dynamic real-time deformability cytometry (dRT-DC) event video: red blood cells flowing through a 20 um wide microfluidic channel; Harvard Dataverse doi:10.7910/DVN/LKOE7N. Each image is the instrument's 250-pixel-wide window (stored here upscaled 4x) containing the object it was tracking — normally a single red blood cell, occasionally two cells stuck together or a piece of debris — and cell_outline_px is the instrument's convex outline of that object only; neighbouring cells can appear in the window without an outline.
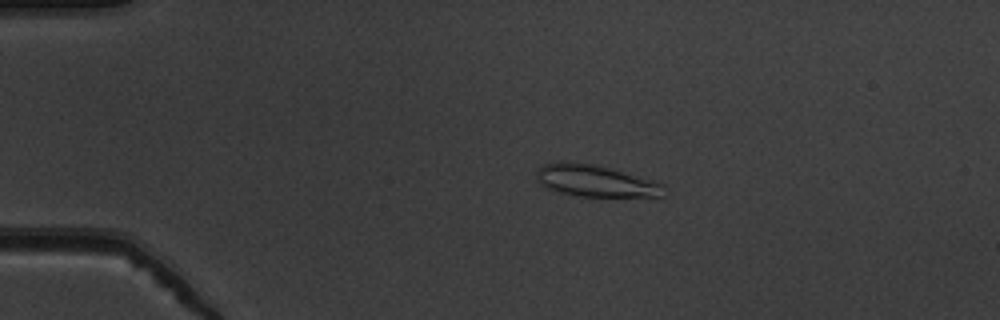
{"species": "common noctule bat (a hibernating species)", "species_latin": "Nyctalus noctula", "temperature_condition": "warm", "stored_images_in_passage": 44, "camera_frame_rate_fps": 3000, "um_per_image_px": 0.085, "animal": {"sex": "male", "body_mass_g": 19.5, "forearm_length_mm": 54.6}, "frame": {"image": 1, "passage_image": 3, "time_ms": 0.667, "image_size_px": [1000, 320], "cell_outline_px": [[664, 196], [580, 196], [544, 188], [536, 180], [536, 172], [544, 164], [556, 160], [576, 160], [596, 164], [652, 180], [664, 184]], "centroid_in_image_um": [50.54, 15.33], "position_along_channel_um": 34.5, "area_um2": 23.87}}
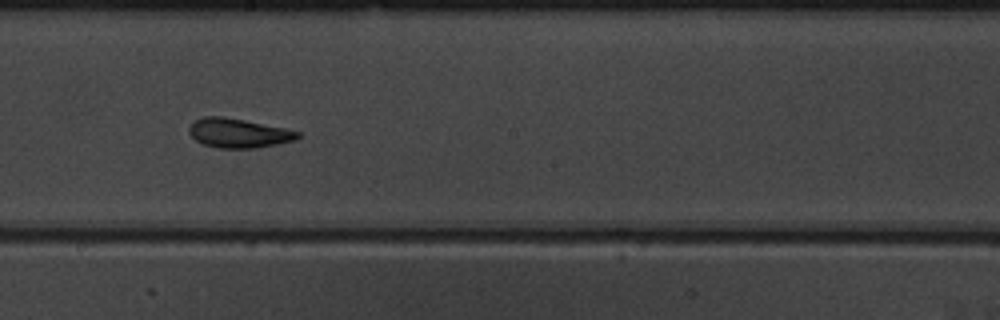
{"frame": {"image": 2, "passage_image": 22, "time_ms": 7.0, "image_size_px": [1000, 320], "cell_outline_px": [[300, 136], [296, 140], [256, 148], [220, 148], [200, 144], [188, 132], [188, 128], [196, 120], [204, 116], [224, 116], [288, 128], [300, 132]], "centroid_in_image_um": [20.29, 11.31], "position_along_channel_um": 227.9, "area_um2": 18.73}}
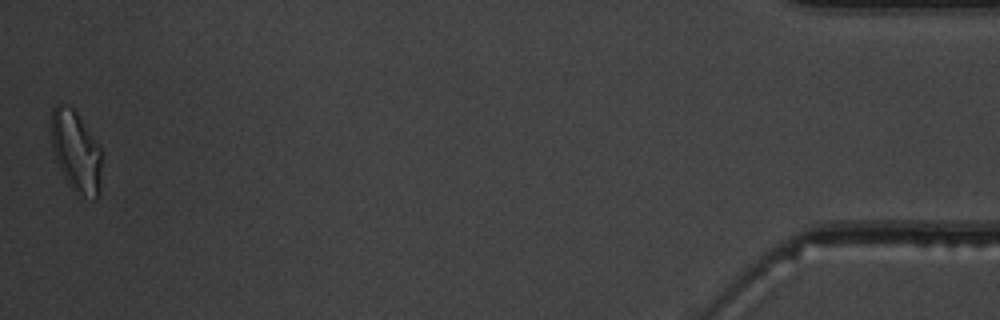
{"frame": {"image": 3, "passage_image": 44, "time_ms": 14.333, "image_size_px": [1000, 320], "cell_outline_px": [[100, 192], [96, 200], [84, 196], [72, 188], [68, 184], [56, 160], [52, 148], [48, 120], [52, 108], [56, 104], [64, 104], [72, 108], [76, 112], [100, 148]], "centroid_in_image_um": [6.4, 12.83], "position_along_channel_um": 428.8, "area_um2": 23.87}, "authors_computed_cell_mechanics": {"area_um2": 18.9295, "velocity_mm_per_s": 3.8892, "shape_relaxation_time_tau1_ms": 8.6424, "shape_relaxation_time_tau2_ms": 1.5814, "deformation_change_tau1": 0.218, "deformation_change_tau2": 0.0902}}